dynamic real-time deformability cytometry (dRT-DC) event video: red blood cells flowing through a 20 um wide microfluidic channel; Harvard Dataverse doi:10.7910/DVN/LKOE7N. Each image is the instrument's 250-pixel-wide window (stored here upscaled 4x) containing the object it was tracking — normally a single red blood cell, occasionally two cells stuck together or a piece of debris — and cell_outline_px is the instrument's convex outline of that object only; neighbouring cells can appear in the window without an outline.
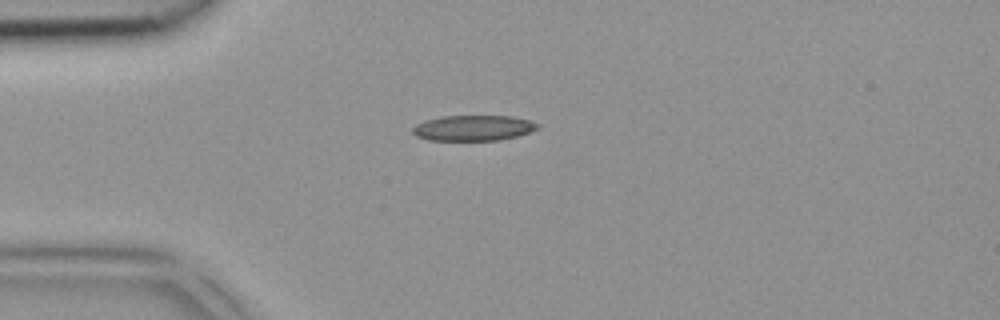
{"species": "common noctule bat (a hibernating species)", "species_latin": "Nyctalus noctula", "temperature_condition": "room temperature", "stored_images_in_passage": 2, "camera_frame_rate_fps": 3000, "um_per_image_px": 0.085, "animal": {"sex": "female", "body_mass_g": 18.4}, "frame": {"image": 1, "passage_image": 1, "time_ms": 0.0, "image_size_px": [1000, 320], "cell_outline_px": [[540, 128], [516, 136], [500, 140], [428, 140], [416, 136], [412, 132], [412, 128], [416, 124], [424, 120], [444, 116], [512, 116], [528, 120], [540, 124]], "centroid_in_image_um": [40.22, 10.87], "position_along_channel_um": 44.8, "area_um2": 18.55}}